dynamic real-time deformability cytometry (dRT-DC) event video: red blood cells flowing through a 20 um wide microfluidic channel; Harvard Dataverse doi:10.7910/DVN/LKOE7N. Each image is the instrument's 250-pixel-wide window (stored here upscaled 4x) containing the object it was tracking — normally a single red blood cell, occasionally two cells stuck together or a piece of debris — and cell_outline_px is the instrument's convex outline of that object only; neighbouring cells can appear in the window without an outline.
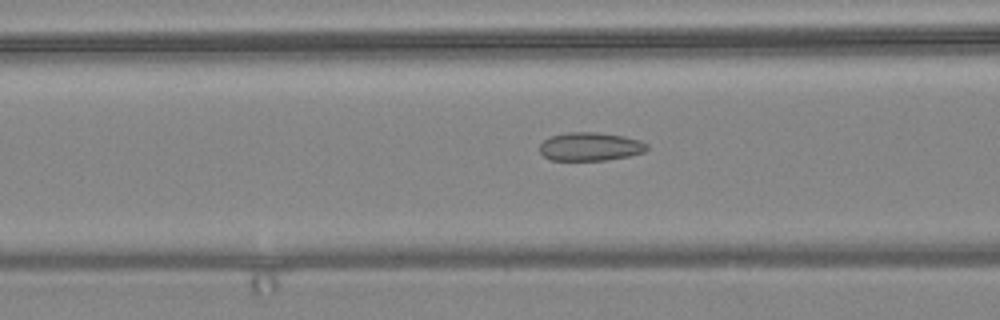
{"species": "common noctule bat (a hibernating species)", "species_latin": "Nyctalus noctula", "temperature_condition": "warm", "stored_images_in_passage": 42, "camera_frame_rate_fps": 3000, "um_per_image_px": 0.085, "animal": {"sex": "female", "body_mass_g": 24.6, "forearm_length_mm": 56.2}, "frame": {"image": 1, "passage_image": 13, "time_ms": 4.0, "image_size_px": [1000, 320], "cell_outline_px": [[648, 148], [644, 152], [628, 156], [608, 160], [548, 160], [540, 152], [540, 144], [544, 140], [552, 136], [568, 132], [596, 132], [624, 136], [640, 140], [648, 144]], "centroid_in_image_um": [50.18, 12.46], "position_along_channel_um": 116.4, "area_um2": 17.8}}
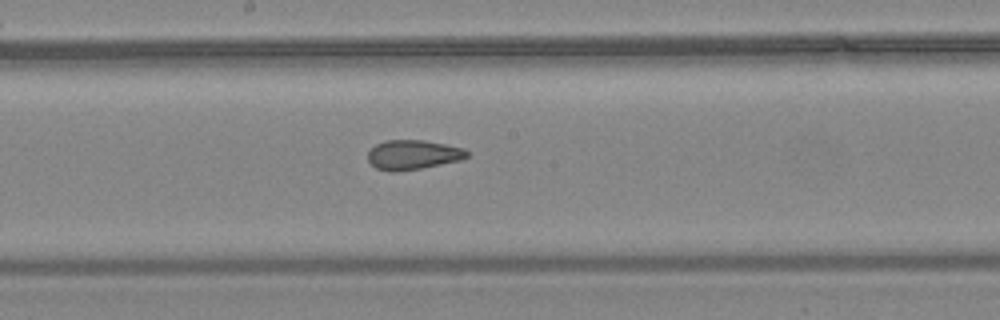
{"frame": {"image": 2, "passage_image": 21, "time_ms": 6.667, "image_size_px": [1000, 320], "cell_outline_px": [[468, 156], [460, 160], [420, 168], [396, 172], [388, 172], [376, 168], [368, 160], [368, 152], [376, 144], [384, 140], [424, 140], [464, 148], [468, 152]], "centroid_in_image_um": [35.07, 13.15], "position_along_channel_um": 213.1, "area_um2": 16.99}}
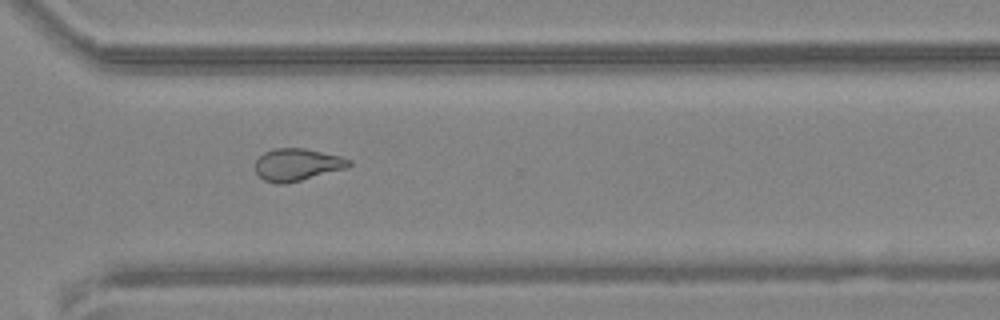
{"frame": {"image": 3, "passage_image": 32, "time_ms": 10.333, "image_size_px": [1000, 320], "cell_outline_px": [[352, 164], [348, 168], [284, 184], [276, 184], [264, 180], [256, 172], [256, 160], [264, 152], [272, 148], [304, 148], [340, 156], [352, 160]], "centroid_in_image_um": [25.27, 13.99], "position_along_channel_um": 345.3, "area_um2": 17.63}, "authors_computed_cell_mechanics": {"area_um2": 17.3111, "velocity_mm_per_s": 3.6175, "shape_relaxation_time_tau1_ms": null, "shape_relaxation_time_tau2_ms": 2.2649, "deformation_change_tau1": null, "deformation_change_tau2": 0.0848}}